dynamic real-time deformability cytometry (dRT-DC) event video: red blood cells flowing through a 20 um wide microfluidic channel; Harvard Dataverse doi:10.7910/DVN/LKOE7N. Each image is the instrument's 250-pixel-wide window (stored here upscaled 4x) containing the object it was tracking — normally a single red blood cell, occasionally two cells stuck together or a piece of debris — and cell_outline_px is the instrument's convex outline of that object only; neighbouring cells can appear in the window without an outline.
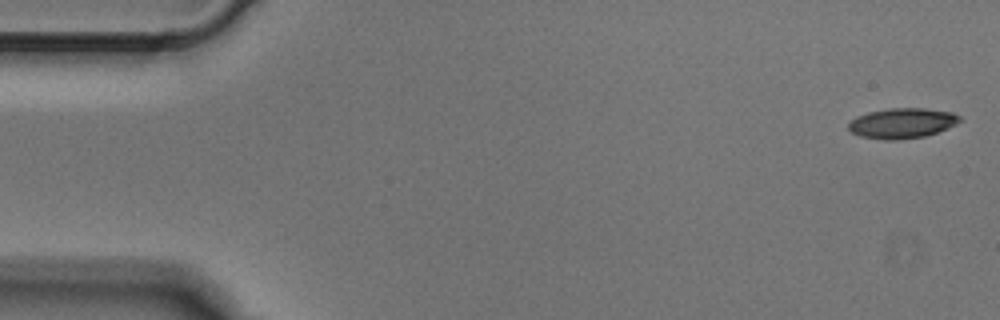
{"species": "Egyptian fruit bat (a non-hibernating species)", "species_latin": "Rousettus aegyptiacus", "temperature_condition": "cold", "stored_images_in_passage": 5, "camera_frame_rate_fps": 3000, "um_per_image_px": 0.085, "animal": {"sex": "male"}, "frame": {"image": 1, "passage_image": 1, "time_ms": 0.0, "image_size_px": [1000, 320], "cell_outline_px": [[964, 120], [948, 128], [924, 136], [900, 140], [884, 140], [860, 136], [852, 132], [848, 128], [848, 124], [856, 116], [868, 112], [888, 108], [924, 108], [952, 112], [960, 116]], "centroid_in_image_um": [76.69, 10.47], "position_along_channel_um": 8.3, "area_um2": 19.71}}
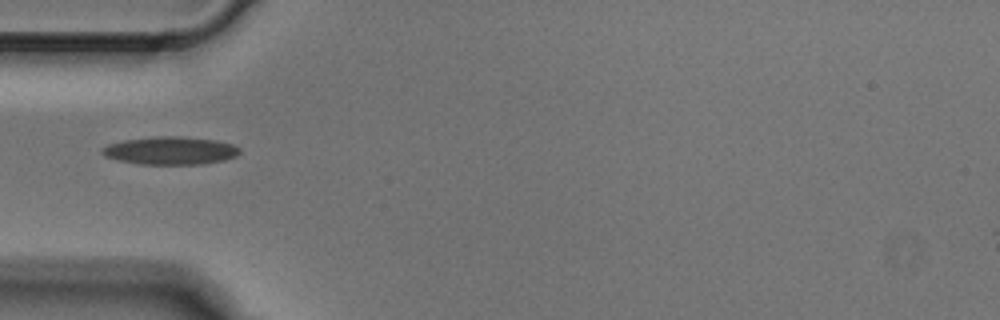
{"frame": {"image": 2, "passage_image": 4, "time_ms": 1.0, "image_size_px": [1000, 320], "cell_outline_px": [[240, 152], [236, 156], [224, 160], [204, 164], [140, 164], [120, 160], [104, 156], [100, 152], [100, 148], [108, 144], [124, 140], [156, 136], [184, 136], [216, 140], [232, 144], [240, 148]], "centroid_in_image_um": [14.48, 12.79], "position_along_channel_um": 70.5, "area_um2": 22.48}}
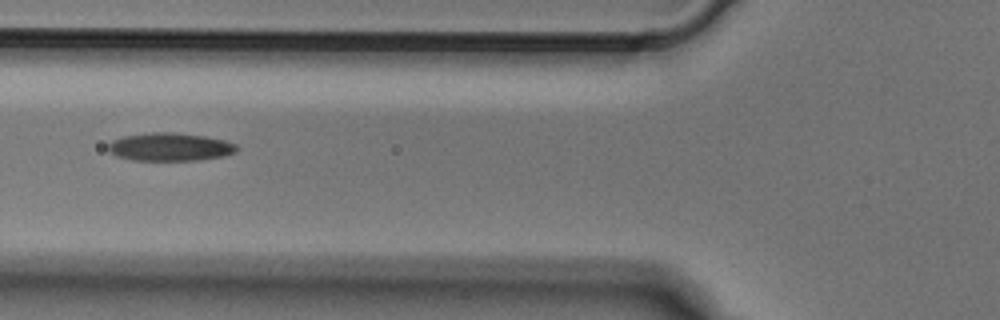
{"frame": {"image": 3, "passage_image": 5, "time_ms": 1.333, "image_size_px": [1000, 320], "cell_outline_px": [[240, 148], [236, 152], [224, 156], [200, 160], [132, 160], [116, 156], [108, 152], [108, 144], [112, 140], [124, 136], [152, 132], [176, 132], [204, 136], [224, 140], [236, 144]], "centroid_in_image_um": [14.46, 12.49], "position_along_channel_um": 111.3, "area_um2": 21.21}}